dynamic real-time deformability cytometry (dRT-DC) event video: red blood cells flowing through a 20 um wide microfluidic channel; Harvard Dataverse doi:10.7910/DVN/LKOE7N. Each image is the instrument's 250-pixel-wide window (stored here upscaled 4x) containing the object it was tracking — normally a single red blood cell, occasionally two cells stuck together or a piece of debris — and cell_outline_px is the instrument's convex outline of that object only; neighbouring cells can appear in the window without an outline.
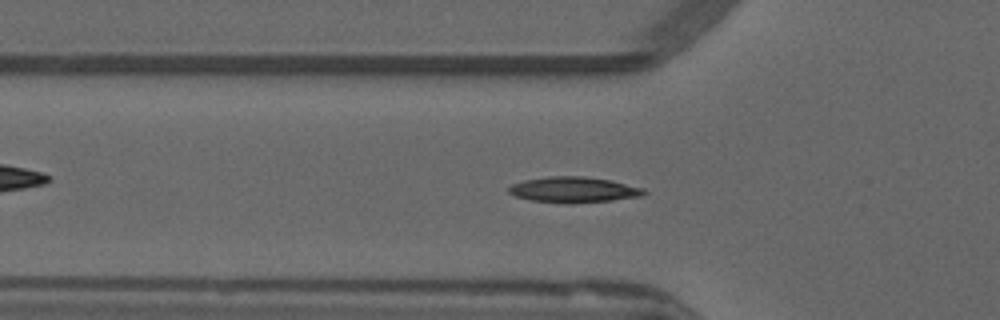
{"species": "common noctule bat (a hibernating species)", "species_latin": "Nyctalus noctula", "temperature_condition": "warm", "stored_images_in_passage": 15, "camera_frame_rate_fps": 3000, "um_per_image_px": 0.085, "animal": {"sex": "male", "forearm_length_mm": 52.5}, "frame": {"image": 1, "passage_image": 8, "time_ms": 2.333, "image_size_px": [1000, 320], "cell_outline_px": [[648, 192], [640, 196], [612, 200], [568, 204], [532, 200], [516, 196], [508, 192], [508, 188], [512, 184], [524, 180], [548, 176], [580, 176], [608, 180], [644, 188]], "centroid_in_image_um": [48.74, 16.13], "position_along_channel_um": 77.1, "area_um2": 20.06}}